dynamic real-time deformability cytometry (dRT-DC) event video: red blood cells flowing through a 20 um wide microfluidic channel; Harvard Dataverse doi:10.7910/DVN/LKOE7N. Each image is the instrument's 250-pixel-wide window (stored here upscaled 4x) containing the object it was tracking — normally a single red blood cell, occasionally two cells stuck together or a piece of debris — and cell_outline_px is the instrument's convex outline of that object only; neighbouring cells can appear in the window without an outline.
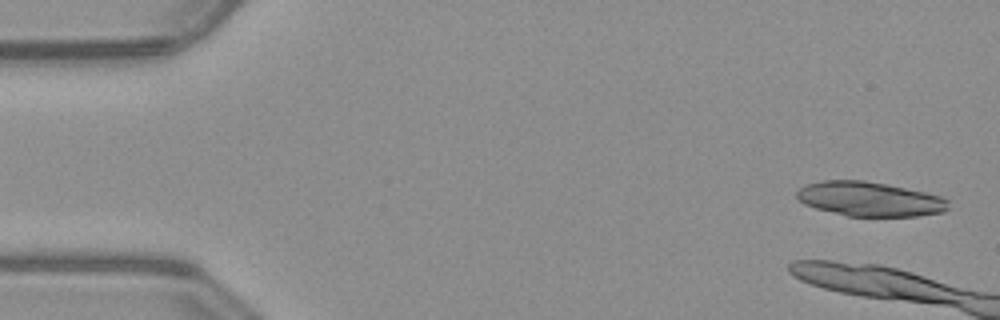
{"species": "common noctule bat (a hibernating species)", "species_latin": "Nyctalus noctula", "temperature_condition": "warm", "stored_images_in_passage": 9, "camera_frame_rate_fps": 3000, "um_per_image_px": 0.085, "animal": {"sex": "male", "body_mass_g": 23.1, "forearm_length_mm": 52.7}, "frame": {"image": 1, "passage_image": 2, "time_ms": 0.333, "image_size_px": [1000, 320], "cell_outline_px": [[948, 208], [944, 212], [920, 216], [848, 216], [816, 208], [804, 204], [796, 196], [796, 192], [804, 184], [824, 180], [864, 180], [888, 184], [924, 192], [940, 196], [948, 200]], "centroid_in_image_um": [73.92, 16.91], "position_along_channel_um": 11.1, "area_um2": 30.46}}